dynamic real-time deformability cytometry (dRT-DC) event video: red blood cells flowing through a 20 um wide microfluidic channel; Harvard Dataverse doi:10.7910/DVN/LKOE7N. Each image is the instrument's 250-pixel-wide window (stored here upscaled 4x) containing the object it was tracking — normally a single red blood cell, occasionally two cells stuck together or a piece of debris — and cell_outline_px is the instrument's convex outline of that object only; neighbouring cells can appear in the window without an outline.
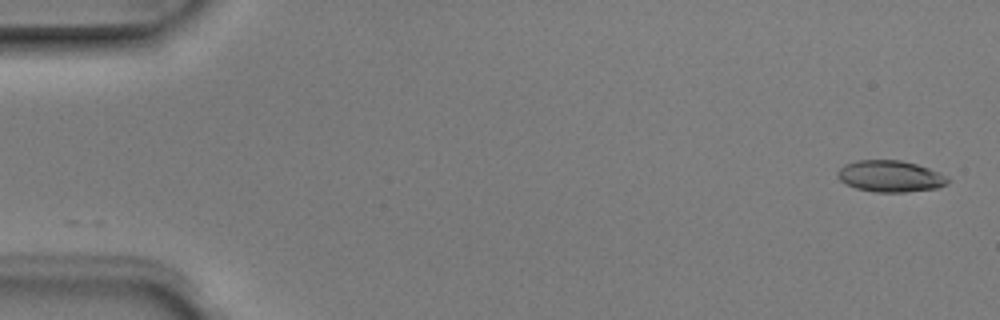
{"species": "Egyptian fruit bat (a non-hibernating species)", "species_latin": "Rousettus aegyptiacus", "temperature_condition": "room temperature", "stored_images_in_passage": 2, "camera_frame_rate_fps": 3000, "um_per_image_px": 0.085, "animal": {"sex": "male"}, "frame": {"image": 1, "passage_image": 2, "time_ms": 0.333, "image_size_px": [1000, 320], "cell_outline_px": [[952, 180], [948, 184], [936, 188], [904, 192], [876, 192], [856, 188], [844, 184], [836, 176], [836, 172], [844, 164], [856, 160], [900, 160], [916, 164], [940, 172], [948, 176]], "centroid_in_image_um": [75.67, 14.98], "position_along_channel_um": 9.3, "area_um2": 20.46}}